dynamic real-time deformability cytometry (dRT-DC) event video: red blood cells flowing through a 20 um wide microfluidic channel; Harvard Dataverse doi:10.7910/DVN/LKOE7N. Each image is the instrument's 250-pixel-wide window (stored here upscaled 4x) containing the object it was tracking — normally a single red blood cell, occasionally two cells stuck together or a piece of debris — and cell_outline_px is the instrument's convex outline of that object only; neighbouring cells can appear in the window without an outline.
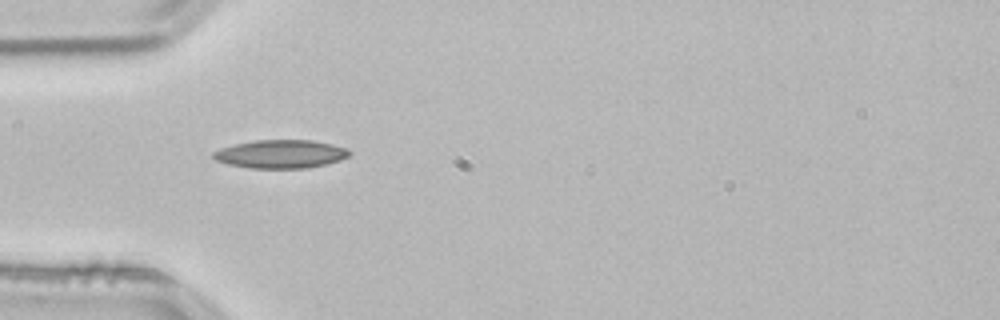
{"species": "common noctule bat (a hibernating species)", "species_latin": "Nyctalus noctula", "temperature_condition": "room temperature", "stored_images_in_passage": 38, "camera_frame_rate_fps": 3000, "um_per_image_px": 0.085, "animal": {"sex": "male", "body_mass_g": 21.5, "forearm_length_mm": 52.0}, "frame": {"image": 1, "passage_image": 1, "time_ms": 0.0, "image_size_px": [1000, 320], "cell_outline_px": [[352, 152], [348, 156], [340, 160], [328, 164], [304, 168], [248, 168], [228, 164], [216, 160], [212, 156], [212, 152], [220, 148], [236, 144], [256, 140], [312, 140], [332, 144], [344, 148]], "centroid_in_image_um": [23.85, 13.09], "position_along_channel_um": 61.2, "area_um2": 22.43}}
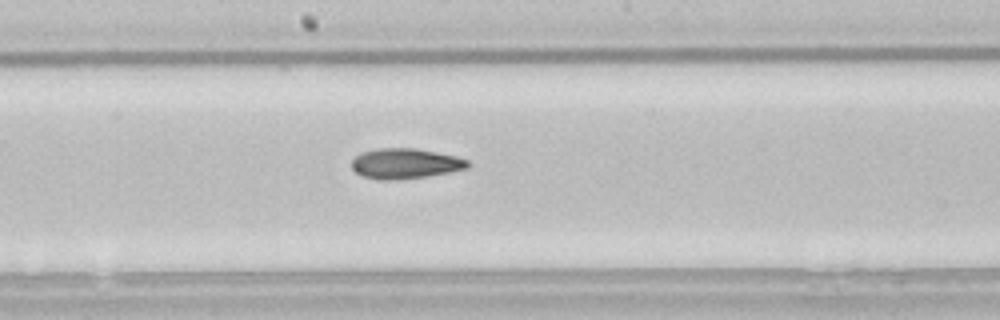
{"frame": {"image": 2, "passage_image": 13, "time_ms": 4.0, "image_size_px": [1000, 320], "cell_outline_px": [[472, 164], [468, 168], [452, 172], [428, 176], [400, 180], [376, 180], [364, 176], [356, 172], [352, 168], [352, 160], [360, 152], [376, 148], [416, 148], [456, 156], [468, 160]], "centroid_in_image_um": [34.46, 13.91], "position_along_channel_um": 213.7, "area_um2": 20.81}}
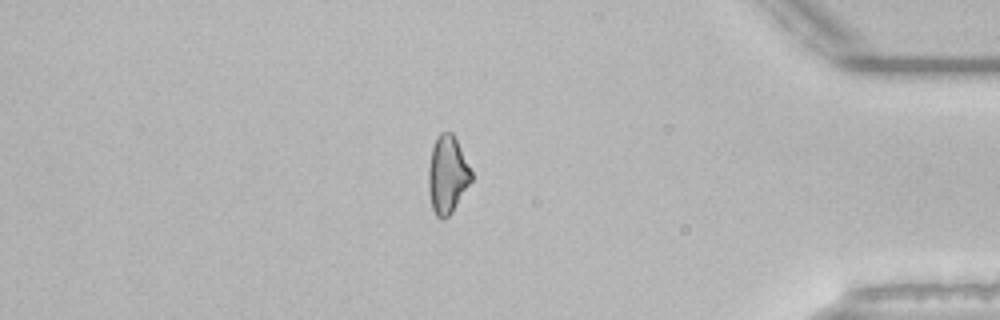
{"frame": {"image": 3, "passage_image": 30, "time_ms": 9.667, "image_size_px": [1000, 320], "cell_outline_px": [[472, 180], [452, 212], [444, 220], [440, 220], [436, 216], [432, 208], [428, 192], [428, 168], [432, 148], [436, 136], [440, 132], [452, 132], [472, 172]], "centroid_in_image_um": [38.0, 14.87], "position_along_channel_um": 397.2, "area_um2": 19.42}, "authors_computed_cell_mechanics": {"area_um2": 20.1144, "velocity_mm_per_s": 3.8509, "shape_relaxation_time_tau1_ms": 5.629, "shape_relaxation_time_tau2_ms": 8.4783, "deformation_change_tau1": 0.1606, "deformation_change_tau2": 0.1878}}